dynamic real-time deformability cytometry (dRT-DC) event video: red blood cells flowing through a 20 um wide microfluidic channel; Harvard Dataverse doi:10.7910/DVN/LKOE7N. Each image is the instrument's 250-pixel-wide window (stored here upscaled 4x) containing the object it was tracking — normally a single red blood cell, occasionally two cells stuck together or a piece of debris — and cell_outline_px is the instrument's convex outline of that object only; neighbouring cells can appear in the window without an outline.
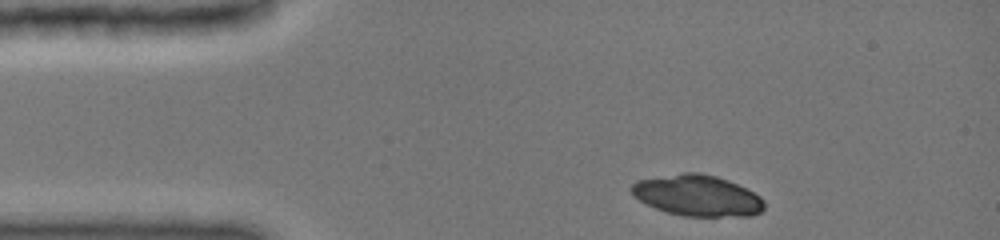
{"species": "common noctule bat (a hibernating species)", "species_latin": "Nyctalus noctula", "temperature_condition": "cold", "stored_images_in_passage": 6, "camera_frame_rate_fps": 3000, "um_per_image_px": 0.085, "animal": {"sex": "female", "body_mass_g": 19.0, "forearm_length_mm": 51.5}, "frame": {"image": 1, "passage_image": 1, "time_ms": 0.0, "image_size_px": [1000, 240], "cell_outline_px": [[764, 208], [760, 212], [752, 216], [684, 216], [668, 212], [656, 208], [640, 200], [632, 192], [632, 184], [636, 180], [684, 172], [700, 172], [716, 176], [728, 180], [760, 196], [764, 200]], "centroid_in_image_um": [59.3, 16.62], "position_along_channel_um": 25.7, "area_um2": 31.5}}